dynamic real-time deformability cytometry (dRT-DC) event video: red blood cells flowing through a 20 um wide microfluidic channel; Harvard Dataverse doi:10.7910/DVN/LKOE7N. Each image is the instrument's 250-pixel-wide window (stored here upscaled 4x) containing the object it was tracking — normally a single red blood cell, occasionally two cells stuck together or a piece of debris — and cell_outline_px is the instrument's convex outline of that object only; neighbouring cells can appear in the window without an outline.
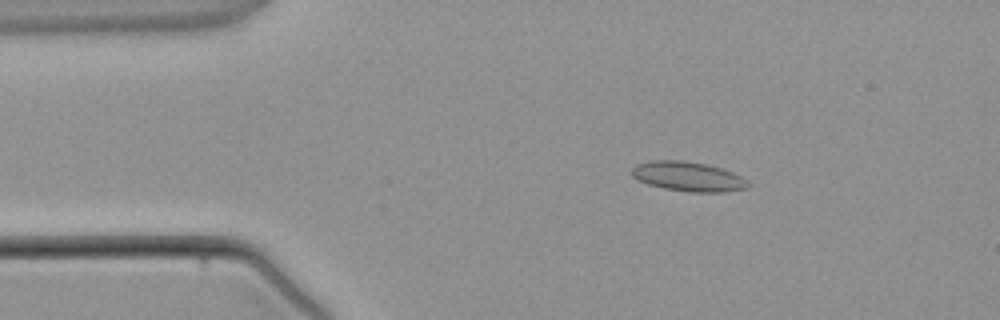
{"species": "common noctule bat (a hibernating species)", "species_latin": "Nyctalus noctula", "temperature_condition": "warm", "stored_images_in_passage": 2, "camera_frame_rate_fps": 3000, "um_per_image_px": 0.085, "animal": {"sex": "male", "body_mass_g": 21.5, "forearm_length_mm": 52.0}, "frame": {"image": 1, "passage_image": 1, "time_ms": 0.0, "image_size_px": [1000, 320], "cell_outline_px": [[748, 188], [724, 192], [688, 192], [664, 188], [648, 184], [632, 176], [632, 168], [636, 164], [652, 160], [684, 160], [708, 164], [732, 172], [740, 176], [748, 184]], "centroid_in_image_um": [58.47, 15.0], "position_along_channel_um": 26.5, "area_um2": 19.94}}